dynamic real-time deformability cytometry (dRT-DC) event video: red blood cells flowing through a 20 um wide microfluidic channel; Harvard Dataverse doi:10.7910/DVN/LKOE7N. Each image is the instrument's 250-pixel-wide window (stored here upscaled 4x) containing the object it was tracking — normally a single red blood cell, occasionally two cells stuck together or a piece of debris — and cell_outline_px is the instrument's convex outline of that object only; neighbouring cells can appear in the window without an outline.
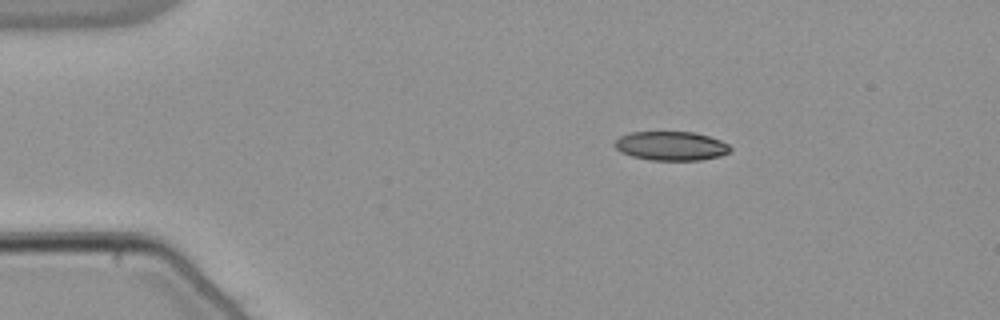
{"species": "common noctule bat (a hibernating species)", "species_latin": "Nyctalus noctula", "temperature_condition": "warm", "stored_images_in_passage": 9, "camera_frame_rate_fps": 3000, "um_per_image_px": 0.085, "animal": {"sex": "male", "body_mass_g": 21.5, "forearm_length_mm": 52.0}, "frame": {"image": 1, "passage_image": 1, "time_ms": 0.0, "image_size_px": [1000, 320], "cell_outline_px": [[732, 148], [728, 152], [720, 156], [700, 160], [652, 160], [632, 156], [620, 152], [612, 144], [620, 136], [632, 132], [692, 132], [708, 136], [720, 140], [728, 144]], "centroid_in_image_um": [57.02, 12.4], "position_along_channel_um": 28.0, "area_um2": 19.48}}